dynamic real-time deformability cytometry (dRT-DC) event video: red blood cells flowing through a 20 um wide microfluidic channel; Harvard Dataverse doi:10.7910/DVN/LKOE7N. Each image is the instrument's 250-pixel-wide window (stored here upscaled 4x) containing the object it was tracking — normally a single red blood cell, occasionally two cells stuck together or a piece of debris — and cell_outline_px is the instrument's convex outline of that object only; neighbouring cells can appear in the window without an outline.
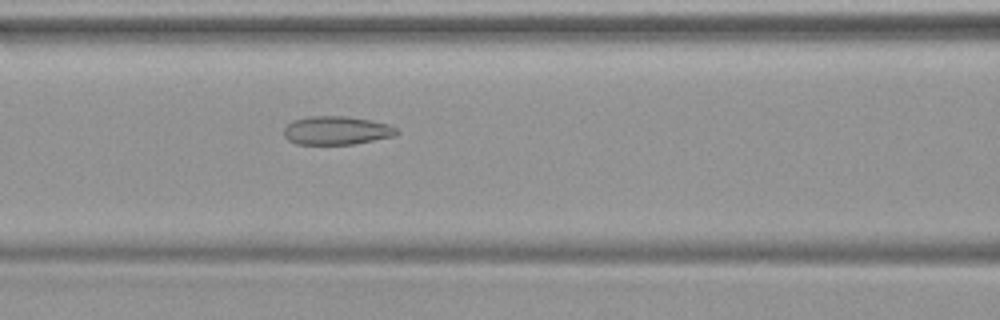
{"species": "common noctule bat (a hibernating species)", "species_latin": "Nyctalus noctula", "temperature_condition": "warm", "stored_images_in_passage": 37, "camera_frame_rate_fps": 3000, "um_per_image_px": 0.085, "animal": {"sex": "female", "body_mass_g": 19.9}, "frame": {"image": 1, "passage_image": 10, "time_ms": 3.0, "image_size_px": [1000, 320], "cell_outline_px": [[400, 132], [396, 136], [352, 144], [296, 144], [288, 140], [284, 136], [284, 128], [292, 120], [308, 116], [348, 116], [372, 120], [388, 124], [396, 128]], "centroid_in_image_um": [28.61, 11.08], "position_along_channel_um": 138.0, "area_um2": 18.9}}
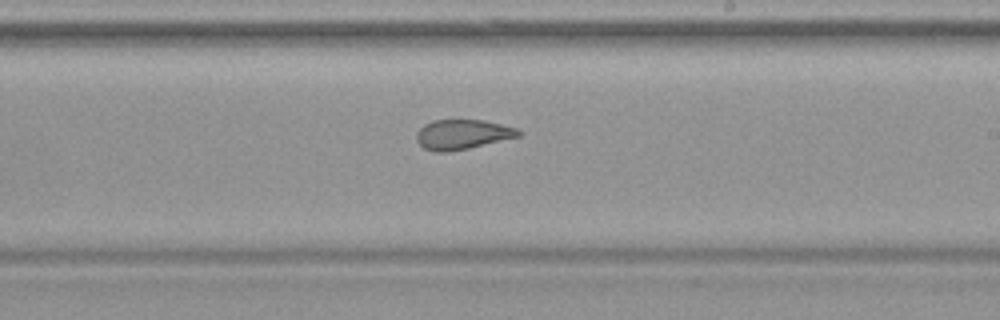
{"frame": {"image": 2, "passage_image": 18, "time_ms": 5.667, "image_size_px": [1000, 320], "cell_outline_px": [[520, 136], [468, 148], [448, 152], [436, 152], [424, 148], [416, 140], [416, 132], [424, 124], [432, 120], [484, 120], [516, 128], [520, 132]], "centroid_in_image_um": [39.26, 11.42], "position_along_channel_um": 249.7, "area_um2": 17.57}}
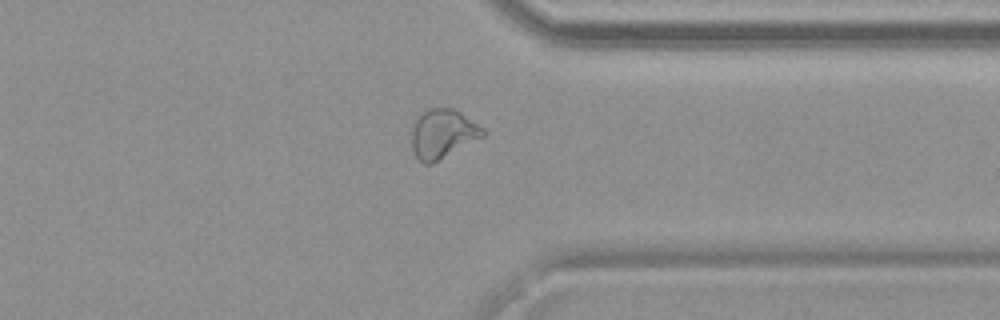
{"frame": {"image": 3, "passage_image": 27, "time_ms": 8.667, "image_size_px": [1000, 320], "cell_outline_px": [[488, 132], [484, 136], [432, 164], [424, 164], [416, 156], [412, 148], [412, 128], [416, 120], [428, 108], [456, 108], [484, 128]], "centroid_in_image_um": [37.67, 11.36], "position_along_channel_um": 373.7, "area_um2": 20.4}}